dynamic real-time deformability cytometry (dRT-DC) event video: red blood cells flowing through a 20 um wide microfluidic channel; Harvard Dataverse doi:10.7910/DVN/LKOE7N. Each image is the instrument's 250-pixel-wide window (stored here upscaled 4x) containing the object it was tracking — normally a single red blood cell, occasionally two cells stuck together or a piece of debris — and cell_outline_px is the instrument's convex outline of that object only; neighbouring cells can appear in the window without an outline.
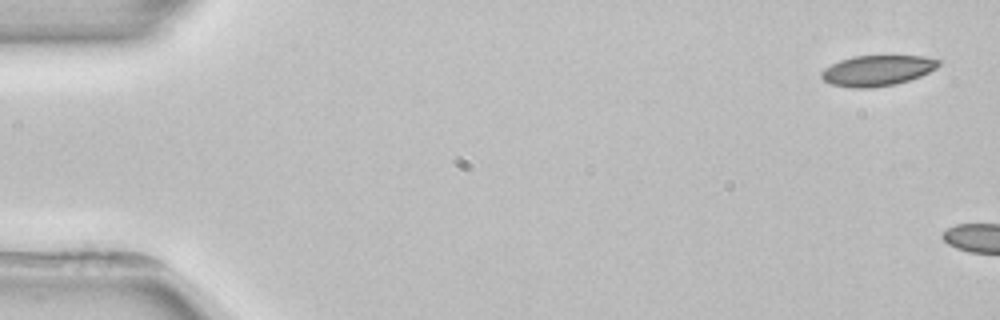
{"species": "common noctule bat (a hibernating species)", "species_latin": "Nyctalus noctula", "temperature_condition": "room temperature", "stored_images_in_passage": 2, "camera_frame_rate_fps": 3000, "um_per_image_px": 0.085, "animal": {"sex": "female", "body_mass_g": 22.7, "forearm_length_mm": 54.2}, "frame": {"image": 1, "passage_image": 1, "time_ms": 0.0, "image_size_px": [1000, 320], "cell_outline_px": [[940, 64], [936, 68], [920, 76], [896, 84], [872, 88], [852, 88], [828, 84], [820, 76], [820, 72], [824, 68], [840, 60], [852, 56], [924, 56], [940, 60]], "centroid_in_image_um": [74.53, 6.0], "position_along_channel_um": 10.5, "area_um2": 20.98}}